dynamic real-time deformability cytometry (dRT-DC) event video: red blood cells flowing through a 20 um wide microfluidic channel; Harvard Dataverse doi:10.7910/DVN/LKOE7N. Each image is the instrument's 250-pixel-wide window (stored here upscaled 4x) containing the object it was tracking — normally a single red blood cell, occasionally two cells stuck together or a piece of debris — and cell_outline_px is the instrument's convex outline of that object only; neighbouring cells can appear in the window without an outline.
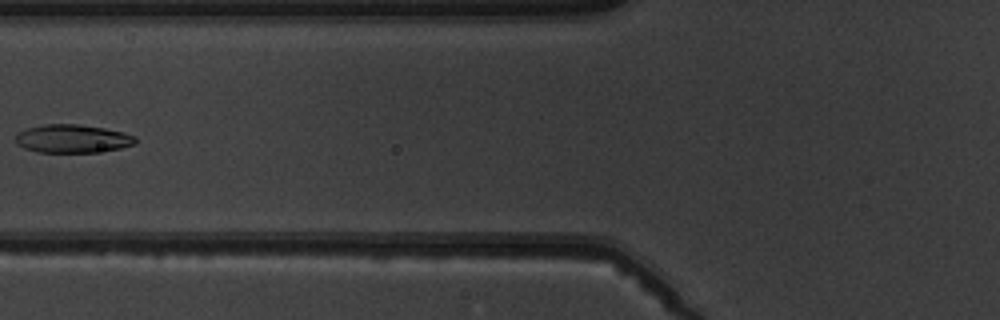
{"species": "common noctule bat (a hibernating species)", "species_latin": "Nyctalus noctula", "temperature_condition": "warm", "stored_images_in_passage": 5, "camera_frame_rate_fps": 3000, "um_per_image_px": 0.085, "animal": {"sex": "male", "body_mass_g": 19.5, "forearm_length_mm": 54.6}, "frame": {"image": 1, "passage_image": 4, "time_ms": 3.333, "image_size_px": [1000, 320], "cell_outline_px": [[136, 144], [120, 148], [96, 152], [36, 152], [24, 148], [16, 144], [16, 136], [20, 132], [28, 128], [44, 124], [80, 124], [104, 128], [124, 132], [136, 136]], "centroid_in_image_um": [6.18, 11.79], "position_along_channel_um": 119.6, "area_um2": 19.77}}
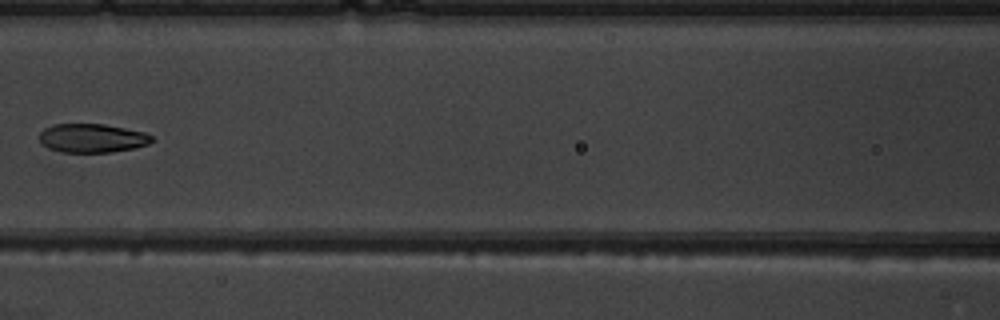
{"frame": {"image": 2, "passage_image": 5, "time_ms": 4.333, "image_size_px": [1000, 320], "cell_outline_px": [[152, 140], [148, 144], [132, 148], [112, 152], [60, 152], [48, 148], [40, 144], [40, 132], [44, 128], [52, 124], [104, 124], [144, 132], [152, 136]], "centroid_in_image_um": [7.78, 11.74], "position_along_channel_um": 158.8, "area_um2": 18.84}}